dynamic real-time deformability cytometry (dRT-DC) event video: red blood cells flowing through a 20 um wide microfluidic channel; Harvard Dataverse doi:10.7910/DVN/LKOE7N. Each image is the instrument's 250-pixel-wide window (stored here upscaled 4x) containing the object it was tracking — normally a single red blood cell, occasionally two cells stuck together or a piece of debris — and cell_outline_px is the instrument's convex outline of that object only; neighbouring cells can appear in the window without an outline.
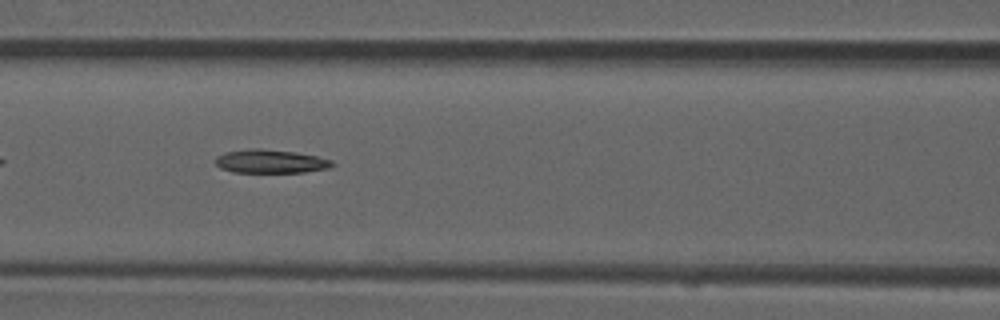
{"species": "common noctule bat (a hibernating species)", "species_latin": "Nyctalus noctula", "temperature_condition": "room temperature", "stored_images_in_passage": 36, "camera_frame_rate_fps": 3000, "um_per_image_px": 0.085, "animal": {"sex": "male", "forearm_length_mm": 52.5}, "frame": {"image": 1, "passage_image": 6, "time_ms": 1.667, "image_size_px": [1000, 320], "cell_outline_px": [[336, 164], [328, 168], [304, 172], [232, 172], [220, 168], [216, 164], [216, 156], [224, 152], [248, 148], [260, 148], [296, 152], [316, 156], [332, 160]], "centroid_in_image_um": [22.98, 13.7], "position_along_channel_um": 143.6, "area_um2": 16.13}}
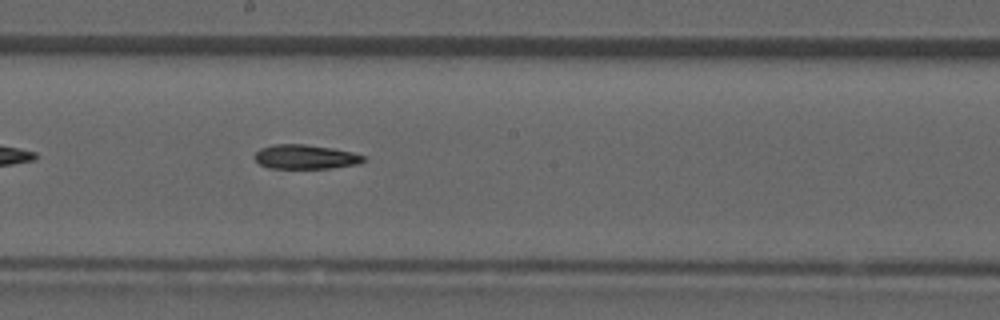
{"frame": {"image": 2, "passage_image": 12, "time_ms": 3.667, "image_size_px": [1000, 320], "cell_outline_px": [[364, 160], [360, 164], [332, 168], [268, 168], [260, 164], [256, 160], [256, 152], [260, 148], [272, 144], [304, 144], [332, 148], [352, 152], [364, 156]], "centroid_in_image_um": [25.96, 13.33], "position_along_channel_um": 222.2, "area_um2": 15.37}}
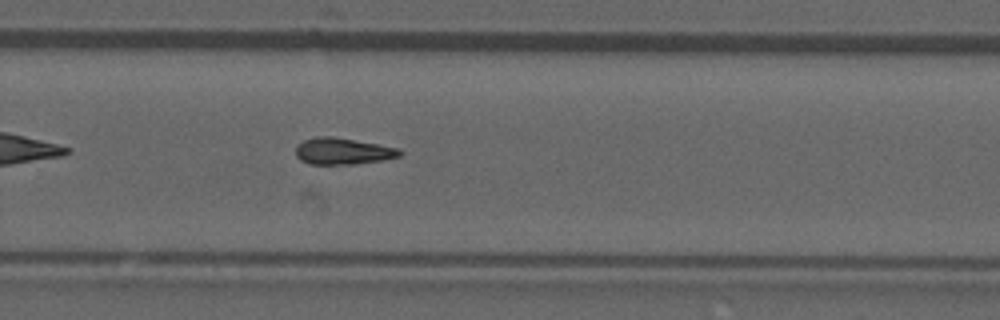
{"frame": {"image": 3, "passage_image": 18, "time_ms": 5.667, "image_size_px": [1000, 320], "cell_outline_px": [[404, 152], [400, 156], [384, 160], [356, 164], [308, 164], [300, 160], [296, 156], [296, 144], [304, 140], [316, 136], [332, 136], [400, 148]], "centroid_in_image_um": [29.14, 12.85], "position_along_channel_um": 300.7, "area_um2": 16.3}}